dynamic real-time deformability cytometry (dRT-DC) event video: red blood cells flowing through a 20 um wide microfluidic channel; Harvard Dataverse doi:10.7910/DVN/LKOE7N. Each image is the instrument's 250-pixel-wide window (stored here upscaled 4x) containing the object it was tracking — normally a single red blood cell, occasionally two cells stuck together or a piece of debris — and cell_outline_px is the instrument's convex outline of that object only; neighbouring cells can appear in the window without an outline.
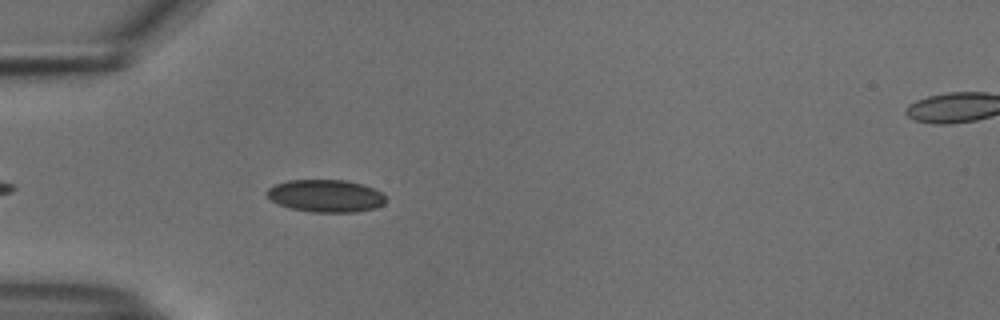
{"species": "common noctule bat (a hibernating species)", "species_latin": "Nyctalus noctula", "temperature_condition": "cold", "stored_images_in_passage": 42, "camera_frame_rate_fps": 3000, "um_per_image_px": 0.085, "animal": {"sex": "male", "body_mass_g": 18.8}, "frame": {"image": 1, "passage_image": 5, "time_ms": 1.333, "image_size_px": [1000, 320], "cell_outline_px": [[384, 204], [376, 208], [356, 212], [312, 212], [292, 208], [280, 204], [272, 200], [264, 192], [268, 188], [276, 184], [288, 180], [344, 180], [360, 184], [372, 188], [380, 192], [384, 196]], "centroid_in_image_um": [27.67, 16.65], "position_along_channel_um": 57.3, "area_um2": 22.25}}
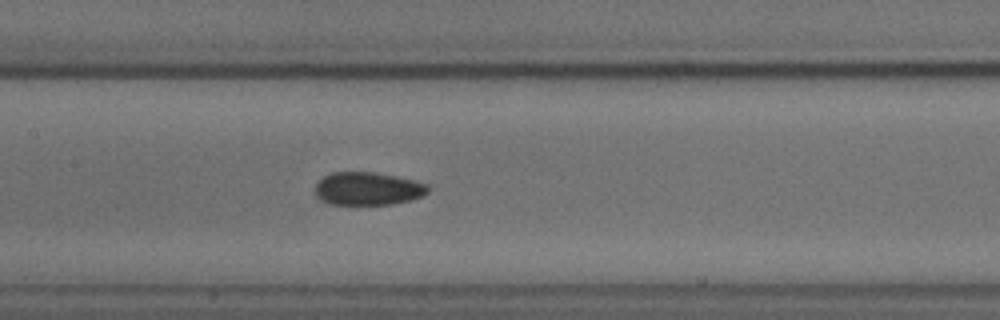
{"frame": {"image": 2, "passage_image": 15, "time_ms": 4.667, "image_size_px": [1000, 320], "cell_outline_px": [[428, 192], [424, 196], [392, 204], [332, 204], [320, 200], [316, 196], [316, 184], [324, 176], [332, 172], [372, 172], [396, 176], [416, 180], [428, 184]], "centroid_in_image_um": [31.28, 16.03], "position_along_channel_um": 176.1, "area_um2": 21.68}}
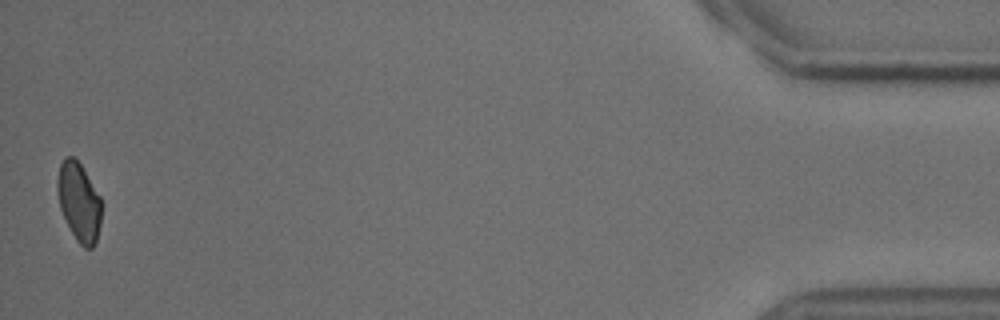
{"frame": {"image": 3, "passage_image": 42, "time_ms": 13.667, "image_size_px": [1000, 320], "cell_outline_px": [[100, 224], [96, 240], [92, 248], [84, 248], [76, 240], [60, 208], [56, 188], [56, 184], [60, 164], [64, 156], [72, 156], [80, 164], [100, 196]], "centroid_in_image_um": [6.69, 17.14], "position_along_channel_um": 428.5, "area_um2": 19.88}, "authors_computed_cell_mechanics": {"area_um2": 21.7328, "velocity_mm_per_s": 3.7468, "shape_relaxation_time_tau1_ms": 7.9867, "shape_relaxation_time_tau2_ms": 2.4373, "deformation_change_tau1": 0.0907, "deformation_change_tau2": 0.0451}}